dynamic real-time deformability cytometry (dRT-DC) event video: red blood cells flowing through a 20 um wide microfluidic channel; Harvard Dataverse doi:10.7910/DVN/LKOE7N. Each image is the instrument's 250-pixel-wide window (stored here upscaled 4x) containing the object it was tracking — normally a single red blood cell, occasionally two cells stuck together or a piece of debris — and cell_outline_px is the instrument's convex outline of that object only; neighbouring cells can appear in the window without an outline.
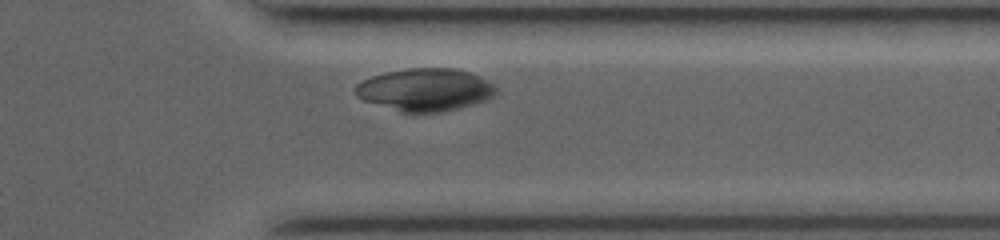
{"species": "common noctule bat (a hibernating species)", "species_latin": "Nyctalus noctula", "temperature_condition": "room temperature", "stored_images_in_passage": 32, "segment_of_instrument_passage": [2, 2], "camera_frame_rate_fps": 3500, "um_per_image_px": 0.085, "animal": {"sex": "female", "body_mass_g": 19.0, "forearm_length_mm": 53.3}, "frame": {"image": 1, "passage_image": 28, "time_ms": 7.714, "image_size_px": [1000, 240], "cell_outline_px": [[496, 92], [488, 100], [440, 112], [400, 112], [364, 100], [356, 96], [356, 84], [372, 76], [388, 72], [412, 68], [456, 68], [468, 72], [492, 84], [496, 88]], "centroid_in_image_um": [36.12, 7.63], "position_along_channel_um": 375.3, "area_um2": 34.28}}
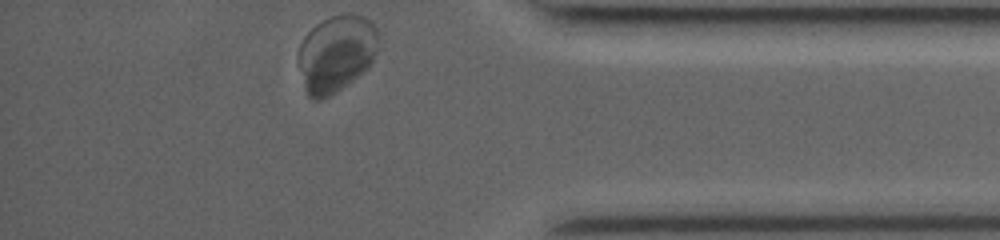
{"frame": {"image": 2, "passage_image": 32, "time_ms": 8.857, "image_size_px": [1000, 240], "cell_outline_px": [[376, 36], [372, 60], [368, 68], [348, 84], [336, 92], [320, 100], [312, 100], [308, 96], [304, 88], [296, 60], [296, 56], [300, 44], [308, 32], [316, 24], [332, 16], [364, 16], [376, 28]], "centroid_in_image_um": [28.49, 4.61], "position_along_channel_um": 406.7, "area_um2": 35.32}}